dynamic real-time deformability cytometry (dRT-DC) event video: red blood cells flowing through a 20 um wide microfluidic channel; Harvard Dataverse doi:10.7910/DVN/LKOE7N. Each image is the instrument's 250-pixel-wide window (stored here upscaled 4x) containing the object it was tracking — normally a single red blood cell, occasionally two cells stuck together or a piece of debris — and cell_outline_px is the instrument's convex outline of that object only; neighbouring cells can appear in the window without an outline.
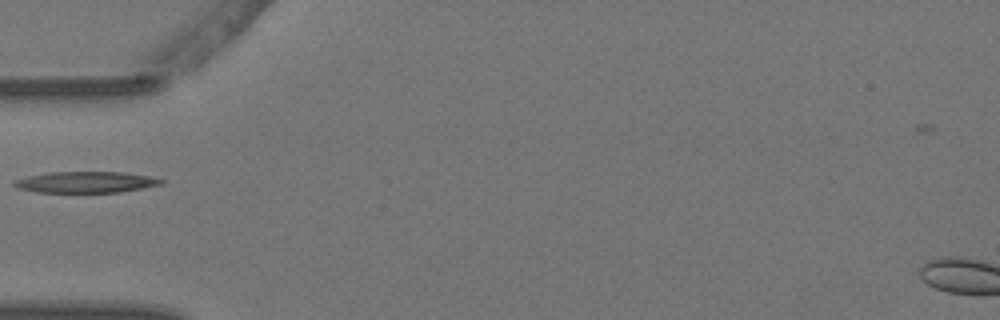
{"species": "Egyptian fruit bat (a non-hibernating species)", "species_latin": "Rousettus aegyptiacus", "temperature_condition": "warm", "stored_images_in_passage": 1, "camera_frame_rate_fps": 3000, "um_per_image_px": 0.085, "animal": {"sex": "female"}, "frame": {"image": 1, "passage_image": 1, "time_ms": 0.0, "image_size_px": [1000, 320], "cell_outline_px": [[164, 184], [120, 192], [36, 192], [20, 188], [12, 184], [12, 180], [28, 176], [48, 172], [124, 172], [148, 176], [164, 180]], "centroid_in_image_um": [7.29, 15.48], "position_along_channel_um": 77.7, "area_um2": 18.09}}